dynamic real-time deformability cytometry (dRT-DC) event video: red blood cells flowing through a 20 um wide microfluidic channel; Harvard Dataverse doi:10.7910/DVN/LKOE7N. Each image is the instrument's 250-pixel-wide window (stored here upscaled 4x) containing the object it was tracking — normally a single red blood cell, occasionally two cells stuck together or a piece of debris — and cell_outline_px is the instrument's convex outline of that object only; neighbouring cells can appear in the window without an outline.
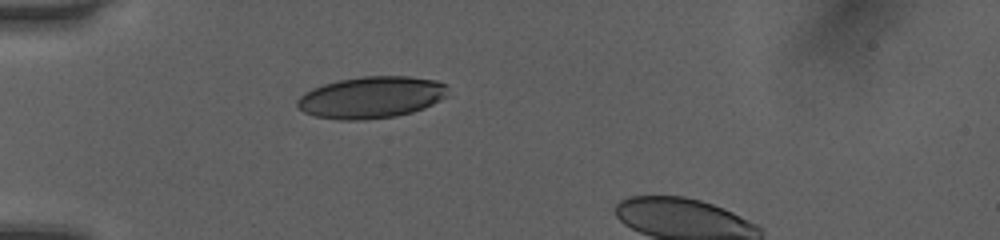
{"species": "human", "species_latin": "Homo sapiens", "temperature_condition": "room temperature", "stored_images_in_passage": 33, "camera_frame_rate_fps": 3000, "um_per_image_px": 0.085, "donor": {"sex": "female"}, "frame": {"image": 1, "passage_image": 1, "time_ms": 0.0, "image_size_px": [1000, 240], "cell_outline_px": [[448, 96], [424, 108], [412, 112], [396, 116], [364, 120], [340, 120], [316, 116], [304, 112], [296, 104], [296, 100], [304, 92], [312, 88], [336, 80], [360, 76], [408, 76], [436, 80], [448, 84]], "centroid_in_image_um": [31.58, 8.26], "position_along_channel_um": 53.4, "area_um2": 36.99}}
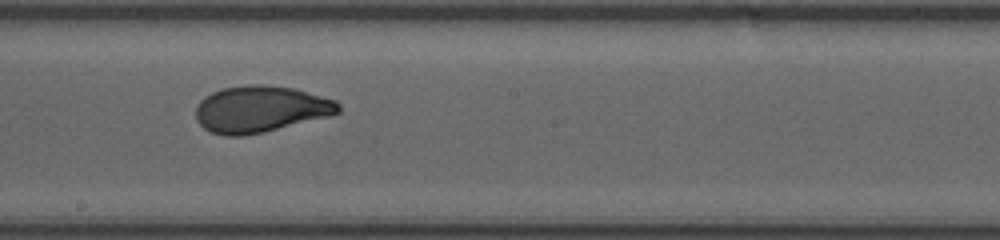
{"frame": {"image": 2, "passage_image": 15, "time_ms": 4.667, "image_size_px": [1000, 240], "cell_outline_px": [[340, 112], [328, 116], [264, 132], [244, 136], [224, 136], [208, 132], [196, 120], [196, 108], [200, 100], [204, 96], [220, 88], [256, 84], [260, 84], [292, 88], [336, 100], [340, 104]], "centroid_in_image_um": [22.1, 9.28], "position_along_channel_um": 226.1, "area_um2": 38.67}}
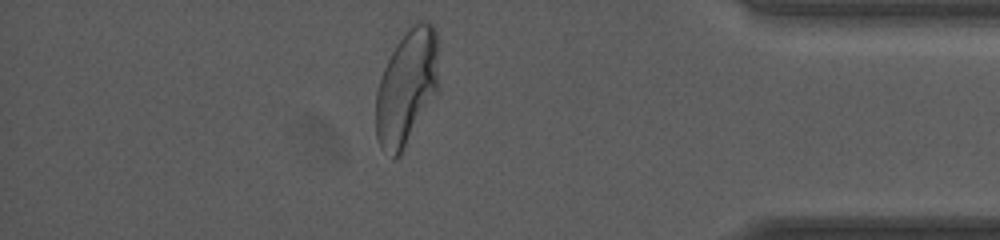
{"frame": {"image": 3, "passage_image": 30, "time_ms": 9.667, "image_size_px": [1000, 240], "cell_outline_px": [[440, 88], [400, 156], [392, 160], [380, 148], [376, 136], [376, 92], [384, 68], [396, 44], [408, 24], [416, 20], [428, 20], [436, 28]], "centroid_in_image_um": [34.6, 7.39], "position_along_channel_um": 400.6, "area_um2": 43.35}}